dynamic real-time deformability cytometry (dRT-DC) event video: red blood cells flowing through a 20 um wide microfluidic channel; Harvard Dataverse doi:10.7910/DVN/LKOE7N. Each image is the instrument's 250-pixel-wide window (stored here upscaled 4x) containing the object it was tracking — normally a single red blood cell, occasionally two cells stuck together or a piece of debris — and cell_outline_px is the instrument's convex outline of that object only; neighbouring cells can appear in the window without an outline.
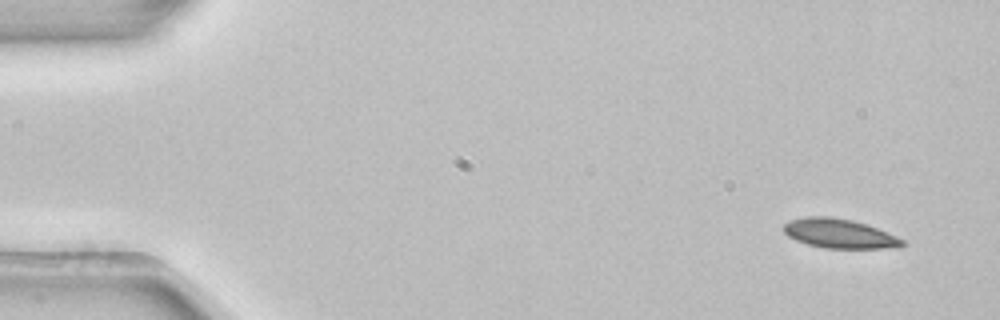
{"species": "common noctule bat (a hibernating species)", "species_latin": "Nyctalus noctula", "temperature_condition": "room temperature", "stored_images_in_passage": 4, "camera_frame_rate_fps": 3000, "um_per_image_px": 0.085, "animal": {"sex": "female", "body_mass_g": 22.7, "forearm_length_mm": 54.2}, "frame": {"image": 1, "passage_image": 1, "time_ms": 0.0, "image_size_px": [1000, 320], "cell_outline_px": [[908, 244], [900, 248], [824, 248], [808, 244], [796, 240], [788, 236], [784, 232], [784, 224], [792, 220], [804, 216], [828, 216], [852, 220], [876, 228], [904, 240]], "centroid_in_image_um": [71.36, 19.86], "position_along_channel_um": 13.6, "area_um2": 20.17}}
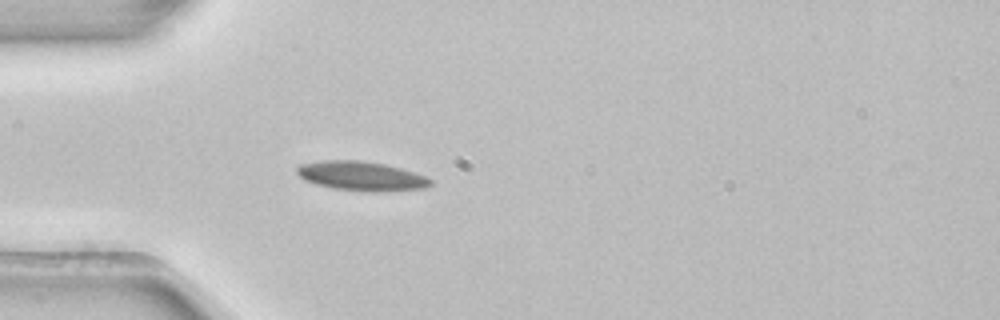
{"frame": {"image": 2, "passage_image": 4, "time_ms": 1.0, "image_size_px": [1000, 320], "cell_outline_px": [[432, 184], [424, 188], [384, 192], [372, 192], [332, 188], [316, 184], [304, 180], [296, 172], [296, 168], [300, 164], [320, 160], [360, 160], [384, 164], [400, 168], [424, 176], [432, 180]], "centroid_in_image_um": [30.68, 14.96], "position_along_channel_um": 54.3, "area_um2": 22.83}}